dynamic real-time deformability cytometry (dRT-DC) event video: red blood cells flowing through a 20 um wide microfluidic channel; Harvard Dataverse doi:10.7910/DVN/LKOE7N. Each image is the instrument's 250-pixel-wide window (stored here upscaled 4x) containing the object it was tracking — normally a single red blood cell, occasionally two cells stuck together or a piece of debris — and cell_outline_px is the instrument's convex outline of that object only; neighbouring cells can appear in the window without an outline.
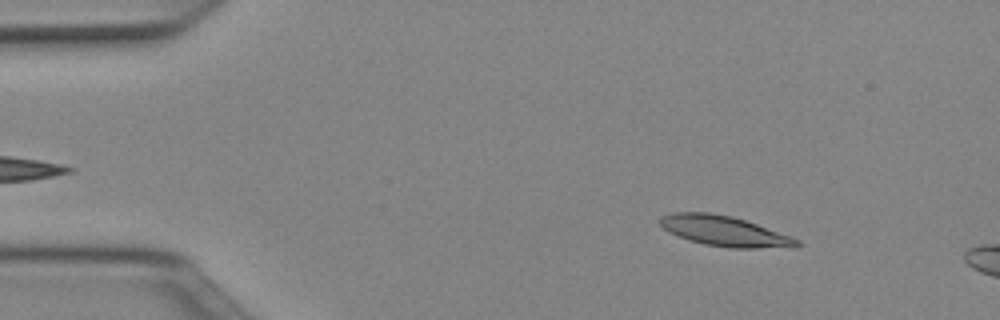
{"species": "Egyptian fruit bat (a non-hibernating species)", "species_latin": "Rousettus aegyptiacus", "temperature_condition": "cold", "stored_images_in_passage": 15, "camera_frame_rate_fps": 3000, "um_per_image_px": 0.085, "animal": {"sex": "female"}, "frame": {"image": 1, "passage_image": 6, "time_ms": 1.667, "image_size_px": [1000, 320], "cell_outline_px": [[800, 244], [792, 248], [732, 248], [704, 244], [688, 240], [668, 232], [660, 224], [660, 216], [672, 212], [712, 212], [732, 216], [792, 236], [800, 240]], "centroid_in_image_um": [61.59, 19.64], "position_along_channel_um": 23.4, "area_um2": 24.28}}
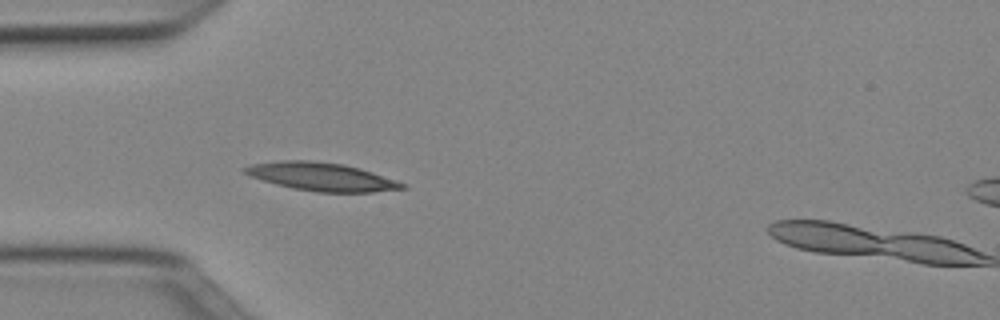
{"frame": {"image": 2, "passage_image": 14, "time_ms": 4.333, "image_size_px": [1000, 320], "cell_outline_px": [[408, 188], [372, 192], [316, 192], [292, 188], [276, 184], [248, 176], [240, 168], [252, 164], [280, 160], [308, 160], [344, 164], [360, 168], [408, 184]], "centroid_in_image_um": [27.32, 15.02], "position_along_channel_um": 57.7, "area_um2": 26.01}}